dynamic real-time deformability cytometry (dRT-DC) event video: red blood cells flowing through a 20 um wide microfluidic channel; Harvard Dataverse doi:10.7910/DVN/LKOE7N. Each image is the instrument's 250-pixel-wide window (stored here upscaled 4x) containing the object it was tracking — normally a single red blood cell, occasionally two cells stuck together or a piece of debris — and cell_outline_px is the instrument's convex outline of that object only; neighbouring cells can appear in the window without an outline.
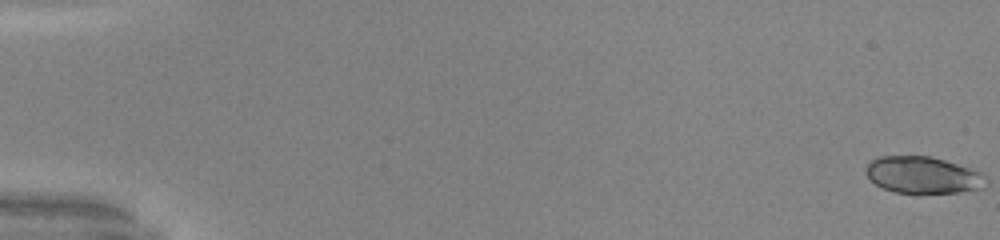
{"species": "common noctule bat (a hibernating species)", "species_latin": "Nyctalus noctula", "temperature_condition": "warm", "stored_images_in_passage": 52, "camera_frame_rate_fps": 3000, "um_per_image_px": 0.085, "animal": {"sex": "male", "body_mass_g": 20.0, "forearm_length_mm": 53.3}, "frame": {"image": 1, "passage_image": 1, "time_ms": 0.0, "image_size_px": [1000, 240], "cell_outline_px": [[980, 172], [976, 188], [956, 192], [916, 196], [896, 192], [884, 188], [876, 184], [864, 172], [868, 164], [872, 160], [880, 156], [928, 156], [944, 160]], "centroid_in_image_um": [78.26, 14.9], "position_along_channel_um": 6.7, "area_um2": 25.2}}
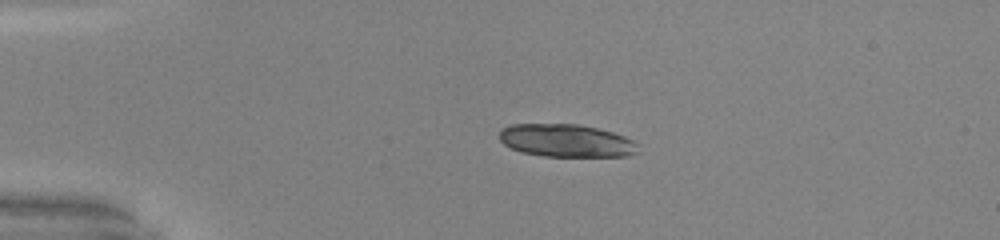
{"frame": {"image": 2, "passage_image": 13, "time_ms": 4.0, "image_size_px": [1000, 240], "cell_outline_px": [[640, 152], [628, 156], [544, 156], [520, 152], [504, 144], [500, 140], [500, 132], [504, 128], [512, 124], [576, 124], [596, 128], [612, 132], [624, 136], [632, 140], [636, 144]], "centroid_in_image_um": [48.14, 11.96], "position_along_channel_um": 36.9, "area_um2": 26.36}, "authors_computed_cell_mechanics": {"area_um2": 25.143, "velocity_mm_per_s": 4.0861, "shape_relaxation_time_tau1_ms": null, "shape_relaxation_time_tau2_ms": 0.8397, "deformation_change_tau1": null, "deformation_change_tau2": 0.0642}}